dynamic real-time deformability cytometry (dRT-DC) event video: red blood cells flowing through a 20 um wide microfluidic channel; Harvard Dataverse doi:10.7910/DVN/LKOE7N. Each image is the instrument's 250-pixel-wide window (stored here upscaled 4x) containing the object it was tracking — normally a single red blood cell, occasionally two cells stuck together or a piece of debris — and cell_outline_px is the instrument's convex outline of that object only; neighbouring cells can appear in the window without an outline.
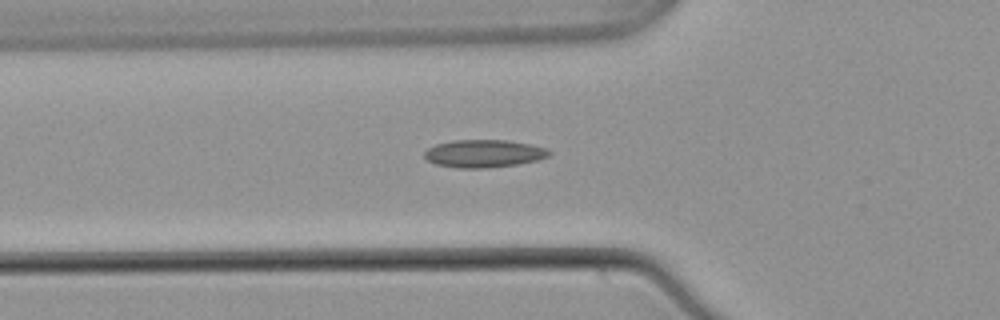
{"species": "common noctule bat (a hibernating species)", "species_latin": "Nyctalus noctula", "temperature_condition": "warm", "stored_images_in_passage": 31, "camera_frame_rate_fps": 3000, "um_per_image_px": 0.085, "animal": {"sex": "male", "body_mass_g": 21.5, "forearm_length_mm": 52.0}, "frame": {"image": 1, "passage_image": 2, "time_ms": 0.333, "image_size_px": [1000, 320], "cell_outline_px": [[552, 152], [548, 156], [536, 160], [516, 164], [484, 168], [456, 168], [436, 164], [428, 160], [424, 156], [424, 152], [428, 148], [436, 144], [452, 140], [508, 140], [548, 148]], "centroid_in_image_um": [41.11, 13.04], "position_along_channel_um": 84.7, "area_um2": 20.06}}
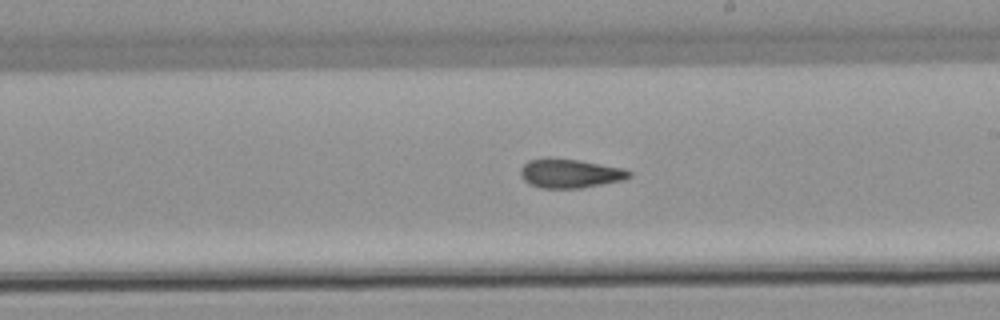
{"frame": {"image": 2, "passage_image": 14, "time_ms": 4.333, "image_size_px": [1000, 320], "cell_outline_px": [[632, 176], [624, 180], [580, 188], [540, 188], [528, 184], [520, 176], [520, 168], [528, 160], [544, 156], [548, 156], [576, 160], [624, 168], [632, 172]], "centroid_in_image_um": [48.4, 14.72], "position_along_channel_um": 240.6, "area_um2": 18.73}}
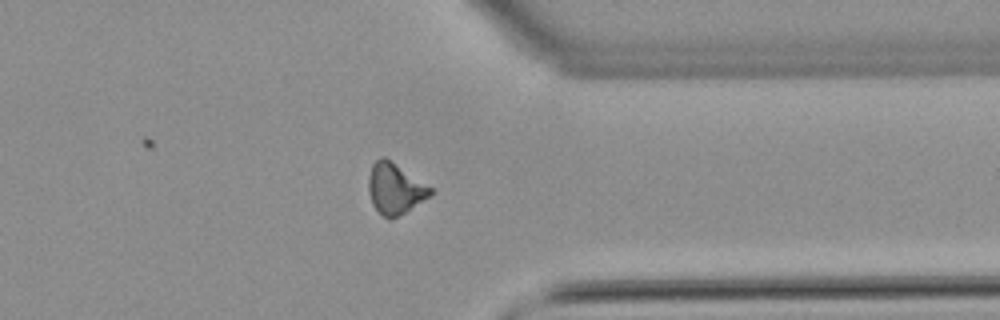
{"frame": {"image": 3, "passage_image": 25, "time_ms": 8.0, "image_size_px": [1000, 320], "cell_outline_px": [[432, 196], [392, 220], [388, 220], [372, 204], [368, 192], [368, 176], [372, 164], [380, 156], [384, 156], [432, 188]], "centroid_in_image_um": [33.56, 16.04], "position_along_channel_um": 377.8, "area_um2": 18.38}, "authors_computed_cell_mechanics": {"area_um2": 18.2648, "velocity_mm_per_s": 3.8888, "shape_relaxation_time_tau1_ms": null, "shape_relaxation_time_tau2_ms": 3.2681, "deformation_change_tau1": null, "deformation_change_tau2": 0.1032}}